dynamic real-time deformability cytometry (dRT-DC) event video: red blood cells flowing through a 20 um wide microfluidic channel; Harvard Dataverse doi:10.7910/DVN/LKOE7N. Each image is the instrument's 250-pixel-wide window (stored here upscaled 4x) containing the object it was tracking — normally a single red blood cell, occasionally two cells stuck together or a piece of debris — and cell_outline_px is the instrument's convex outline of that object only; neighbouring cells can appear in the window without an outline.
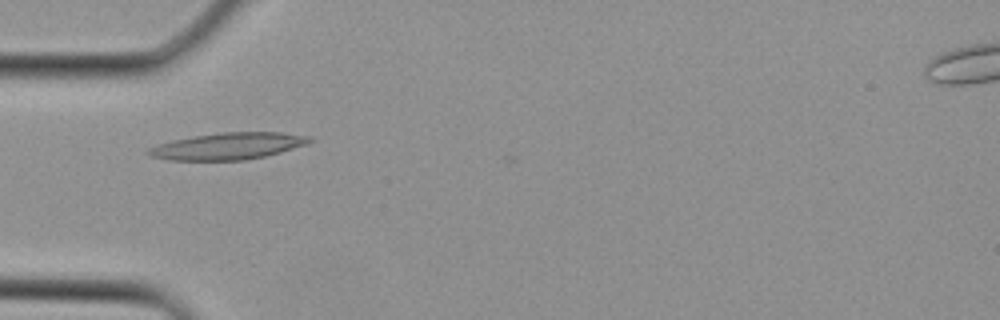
{"species": "Egyptian fruit bat (a non-hibernating species)", "species_latin": "Rousettus aegyptiacus", "temperature_condition": "cold", "stored_images_in_passage": 3, "camera_frame_rate_fps": 3000, "um_per_image_px": 0.085, "animal": {"sex": "female"}, "frame": {"image": 1, "passage_image": 3, "time_ms": 0.667, "image_size_px": [1000, 320], "cell_outline_px": [[316, 140], [308, 144], [280, 152], [264, 156], [244, 160], [168, 160], [148, 156], [144, 152], [148, 148], [172, 140], [220, 132], [280, 132], [312, 136]], "centroid_in_image_um": [19.41, 12.41], "position_along_channel_um": 65.6, "area_um2": 25.26}}